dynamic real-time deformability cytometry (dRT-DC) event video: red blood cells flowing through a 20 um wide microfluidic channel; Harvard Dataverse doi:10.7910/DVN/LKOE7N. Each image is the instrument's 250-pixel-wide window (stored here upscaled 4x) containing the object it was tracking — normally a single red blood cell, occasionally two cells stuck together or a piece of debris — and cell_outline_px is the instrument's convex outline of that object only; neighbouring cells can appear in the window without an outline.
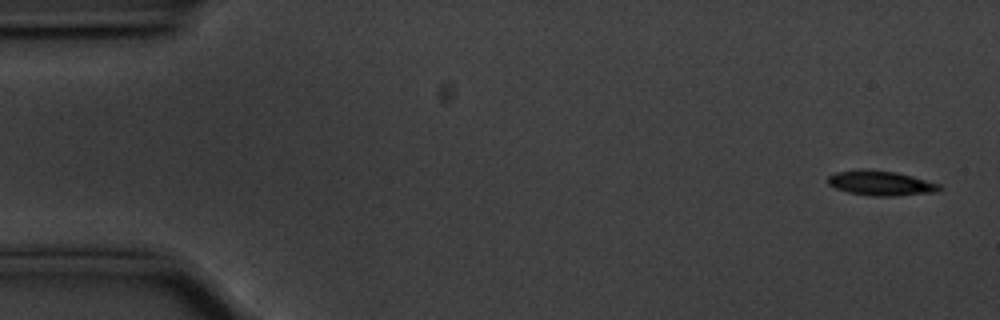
{"species": "common noctule bat (a hibernating species)", "species_latin": "Nyctalus noctula", "temperature_condition": "cold", "stored_images_in_passage": 13, "camera_frame_rate_fps": 3000, "um_per_image_px": 0.085, "animal": {"sex": "male", "body_mass_g": 20.1, "forearm_length_mm": 53.5}, "frame": {"image": 1, "passage_image": 2, "time_ms": 0.333, "image_size_px": [1000, 320], "cell_outline_px": [[944, 188], [936, 192], [892, 196], [876, 196], [848, 192], [836, 188], [828, 184], [828, 176], [836, 172], [856, 168], [868, 168], [896, 172], [912, 176], [940, 184]], "centroid_in_image_um": [74.86, 15.54], "position_along_channel_um": 10.1, "area_um2": 16.3}}